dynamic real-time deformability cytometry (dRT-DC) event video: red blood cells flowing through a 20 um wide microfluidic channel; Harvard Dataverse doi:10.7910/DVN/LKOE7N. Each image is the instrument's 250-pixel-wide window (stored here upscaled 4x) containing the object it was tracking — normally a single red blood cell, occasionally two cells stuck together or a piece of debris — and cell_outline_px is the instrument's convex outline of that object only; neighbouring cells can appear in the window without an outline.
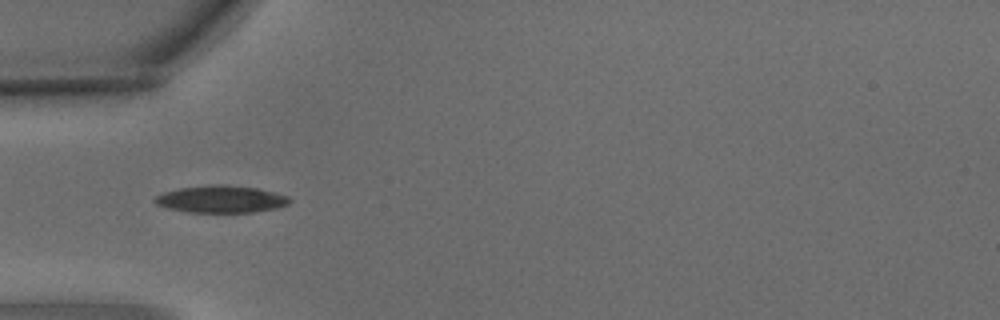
{"species": "common noctule bat (a hibernating species)", "species_latin": "Nyctalus noctula", "temperature_condition": "warm", "stored_images_in_passage": 6, "camera_frame_rate_fps": 3000, "um_per_image_px": 0.085, "animal": {"sex": "male", "body_mass_g": 15.6}, "frame": {"image": 1, "passage_image": 1, "time_ms": 0.0, "image_size_px": [1000, 320], "cell_outline_px": [[292, 200], [288, 204], [276, 208], [252, 212], [188, 212], [168, 208], [156, 204], [152, 200], [156, 196], [164, 192], [180, 188], [212, 184], [224, 184], [256, 188], [276, 192], [288, 196]], "centroid_in_image_um": [18.8, 16.92], "position_along_channel_um": 66.2, "area_um2": 21.33}}
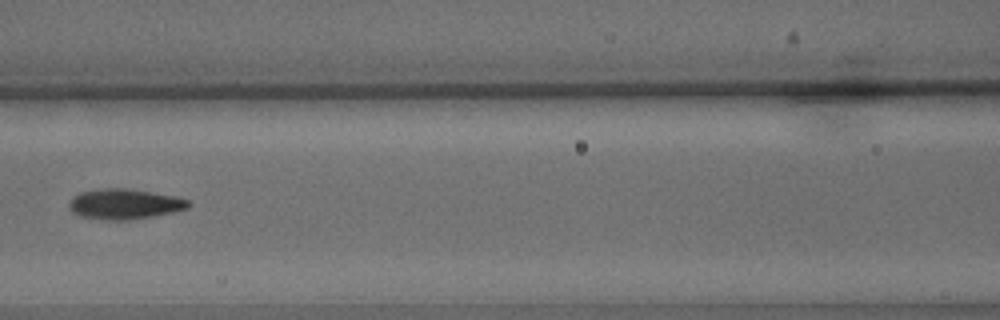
{"frame": {"image": 2, "passage_image": 3, "time_ms": 0.667, "image_size_px": [1000, 320], "cell_outline_px": [[192, 204], [188, 208], [156, 216], [128, 220], [104, 220], [80, 216], [72, 212], [68, 208], [68, 204], [72, 196], [80, 192], [104, 188], [128, 188], [176, 196], [188, 200]], "centroid_in_image_um": [10.57, 17.34], "position_along_channel_um": 156.0, "area_um2": 21.33}}
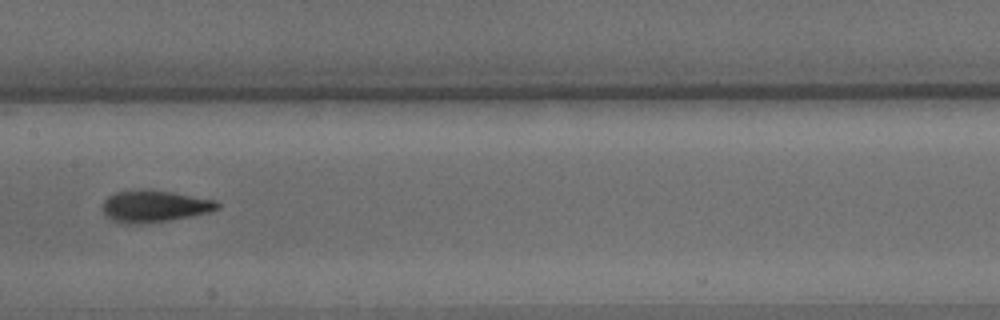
{"frame": {"image": 3, "passage_image": 4, "time_ms": 1.0, "image_size_px": [1000, 320], "cell_outline_px": [[220, 208], [208, 212], [172, 220], [128, 224], [112, 220], [104, 212], [104, 200], [108, 196], [116, 192], [172, 192], [216, 200], [220, 204]], "centroid_in_image_um": [13.19, 17.56], "position_along_channel_um": 194.2, "area_um2": 20.35}}